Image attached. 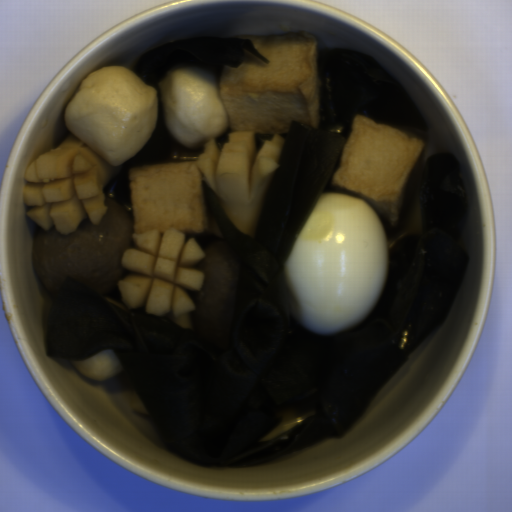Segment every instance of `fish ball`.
<instances>
[{"label": "fish ball", "mask_w": 512, "mask_h": 512, "mask_svg": "<svg viewBox=\"0 0 512 512\" xmlns=\"http://www.w3.org/2000/svg\"><path fill=\"white\" fill-rule=\"evenodd\" d=\"M81 374L94 380H108L121 374L123 365L112 348L103 350L87 359H70Z\"/></svg>", "instance_id": "fish-ball-4"}, {"label": "fish ball", "mask_w": 512, "mask_h": 512, "mask_svg": "<svg viewBox=\"0 0 512 512\" xmlns=\"http://www.w3.org/2000/svg\"><path fill=\"white\" fill-rule=\"evenodd\" d=\"M159 92L123 66L101 67L81 80L65 105L69 133L113 166L136 156L153 135Z\"/></svg>", "instance_id": "fish-ball-2"}, {"label": "fish ball", "mask_w": 512, "mask_h": 512, "mask_svg": "<svg viewBox=\"0 0 512 512\" xmlns=\"http://www.w3.org/2000/svg\"><path fill=\"white\" fill-rule=\"evenodd\" d=\"M269 63L243 49L237 67L188 62L160 80L163 125L177 142L165 160L128 173L136 232L186 234L224 231L205 192L198 157L204 143L227 132L288 134L292 123L320 125L317 43L306 31L242 36Z\"/></svg>", "instance_id": "fish-ball-1"}, {"label": "fish ball", "mask_w": 512, "mask_h": 512, "mask_svg": "<svg viewBox=\"0 0 512 512\" xmlns=\"http://www.w3.org/2000/svg\"><path fill=\"white\" fill-rule=\"evenodd\" d=\"M425 144L418 134L355 115L332 185L367 200L377 214L397 226Z\"/></svg>", "instance_id": "fish-ball-3"}]
</instances>
